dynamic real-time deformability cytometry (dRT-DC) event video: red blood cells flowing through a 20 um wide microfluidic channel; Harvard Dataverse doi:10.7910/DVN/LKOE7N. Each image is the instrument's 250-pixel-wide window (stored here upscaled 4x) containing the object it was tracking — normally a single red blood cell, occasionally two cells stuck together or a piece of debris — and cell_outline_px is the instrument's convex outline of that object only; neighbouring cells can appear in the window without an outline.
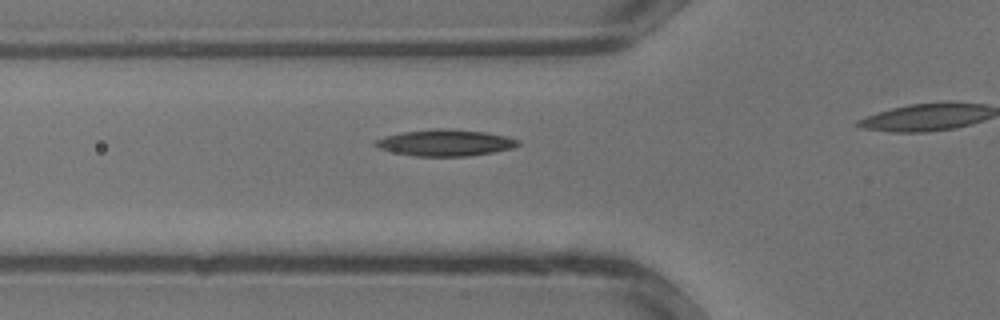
{"species": "common noctule bat (a hibernating species)", "species_latin": "Nyctalus noctula", "temperature_condition": "warm", "stored_images_in_passage": 25, "camera_frame_rate_fps": 3000, "um_per_image_px": 0.085, "animal": {"sex": "male", "body_mass_g": 13.3}, "frame": {"image": 1, "passage_image": 9, "time_ms": 2.667, "image_size_px": [1000, 320], "cell_outline_px": [[520, 144], [512, 148], [492, 152], [468, 156], [416, 156], [396, 152], [380, 148], [372, 144], [376, 140], [384, 136], [404, 132], [436, 128], [448, 128], [484, 132], [504, 136], [520, 140]], "centroid_in_image_um": [37.85, 12.13], "position_along_channel_um": 87.9, "area_um2": 21.73}}
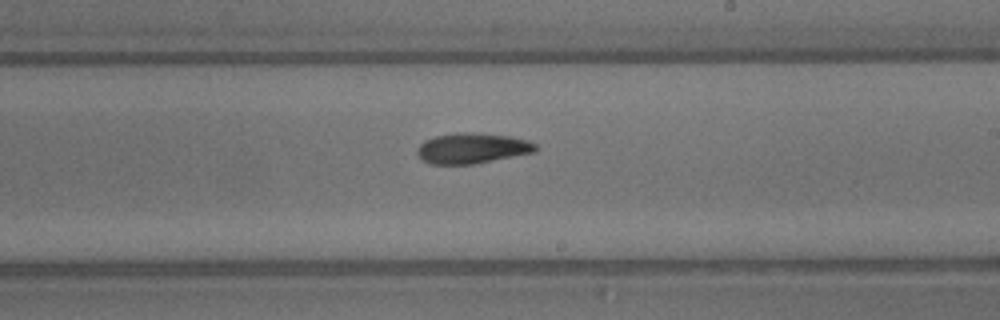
{"frame": {"image": 2, "passage_image": 17, "time_ms": 5.333, "image_size_px": [1000, 320], "cell_outline_px": [[536, 152], [476, 164], [428, 164], [416, 152], [416, 148], [424, 140], [436, 136], [472, 132], [508, 136], [528, 140], [536, 144]], "centroid_in_image_um": [40.15, 12.62], "position_along_channel_um": 248.9, "area_um2": 20.92}}
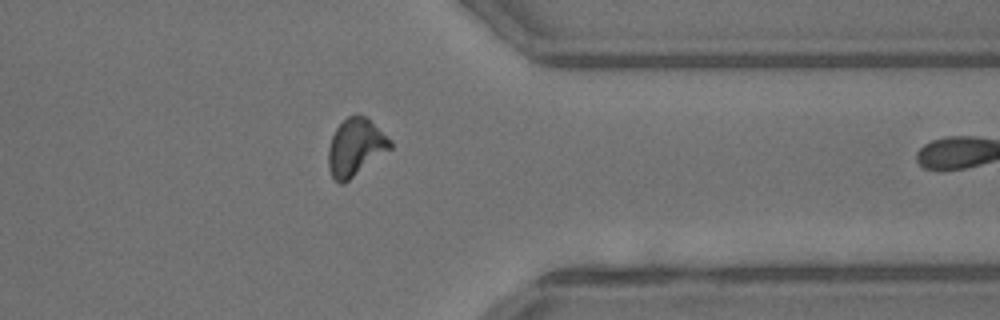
{"frame": {"image": 3, "passage_image": 24, "time_ms": 7.667, "image_size_px": [1000, 320], "cell_outline_px": [[392, 148], [344, 184], [340, 184], [332, 176], [328, 168], [328, 148], [332, 136], [336, 128], [348, 116], [356, 112], [368, 116], [392, 140]], "centroid_in_image_um": [30.24, 12.48], "position_along_channel_um": 381.2, "area_um2": 21.1}}